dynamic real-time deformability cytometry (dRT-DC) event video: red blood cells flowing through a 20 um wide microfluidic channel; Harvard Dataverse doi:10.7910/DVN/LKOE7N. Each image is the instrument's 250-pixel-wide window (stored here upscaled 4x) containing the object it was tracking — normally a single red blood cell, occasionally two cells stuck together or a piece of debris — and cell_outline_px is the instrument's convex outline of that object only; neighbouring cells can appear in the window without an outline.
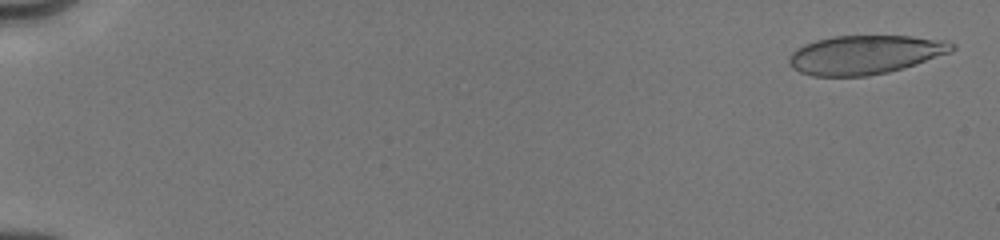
{"species": "human", "species_latin": "Homo sapiens", "temperature_condition": "cold", "stored_images_in_passage": 57, "camera_frame_rate_fps": 3000, "um_per_image_px": 0.085, "donor": {"sex": "male"}, "frame": {"image": 1, "passage_image": 2, "time_ms": 0.333, "image_size_px": [1000, 240], "cell_outline_px": [[956, 48], [952, 52], [888, 72], [868, 76], [812, 76], [800, 72], [792, 68], [788, 64], [788, 56], [796, 48], [804, 44], [816, 40], [832, 36], [912, 36], [948, 40], [956, 44]], "centroid_in_image_um": [73.52, 4.64], "position_along_channel_um": 11.5, "area_um2": 37.11}}
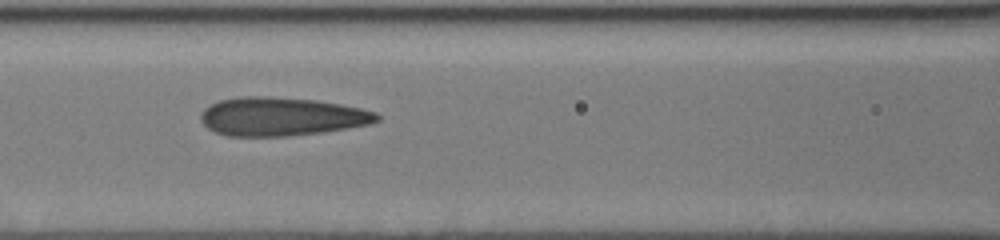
{"frame": {"image": 2, "passage_image": 33, "time_ms": 8.0, "image_size_px": [1000, 240], "cell_outline_px": [[380, 120], [372, 124], [324, 132], [288, 136], [228, 136], [216, 132], [208, 128], [200, 120], [200, 112], [204, 108], [220, 100], [240, 96], [268, 96], [316, 100], [340, 104], [360, 108], [376, 112], [380, 116]], "centroid_in_image_um": [23.93, 9.91], "position_along_channel_um": 142.7, "area_um2": 39.77}}
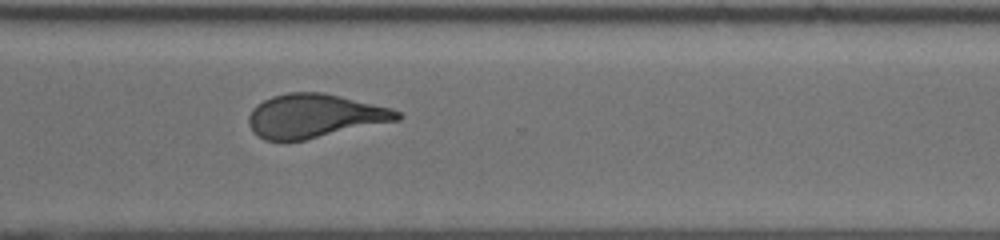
{"frame": {"image": 3, "passage_image": 56, "time_ms": 13.0, "image_size_px": [1000, 240], "cell_outline_px": [[404, 116], [400, 120], [304, 140], [284, 144], [264, 140], [248, 124], [248, 116], [252, 108], [256, 104], [272, 96], [288, 92], [324, 92], [392, 108], [400, 112]], "centroid_in_image_um": [26.73, 9.87], "position_along_channel_um": 343.9, "area_um2": 38.44}}